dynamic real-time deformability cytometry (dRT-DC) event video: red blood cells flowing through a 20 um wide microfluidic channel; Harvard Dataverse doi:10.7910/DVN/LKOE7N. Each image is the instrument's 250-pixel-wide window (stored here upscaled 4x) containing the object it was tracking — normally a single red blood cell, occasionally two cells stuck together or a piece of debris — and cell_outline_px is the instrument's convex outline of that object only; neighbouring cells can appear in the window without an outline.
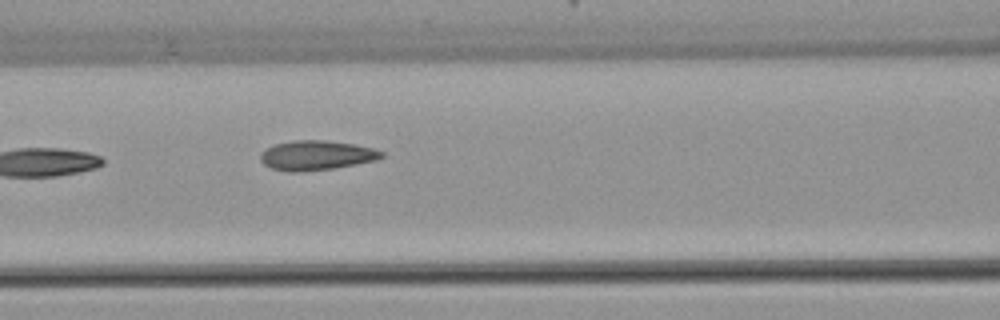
{"species": "common noctule bat (a hibernating species)", "species_latin": "Nyctalus noctula", "temperature_condition": "warm", "stored_images_in_passage": 7, "camera_frame_rate_fps": 3000, "um_per_image_px": 0.085, "animal": {"sex": "female", "body_mass_g": 22.7, "forearm_length_mm": 54.2}, "frame": {"image": 1, "passage_image": 6, "time_ms": 6.0, "image_size_px": [1000, 320], "cell_outline_px": [[384, 156], [376, 160], [356, 164], [332, 168], [300, 172], [288, 172], [272, 168], [264, 164], [260, 160], [260, 152], [276, 144], [292, 140], [324, 140], [352, 144], [372, 148], [384, 152]], "centroid_in_image_um": [26.87, 13.2], "position_along_channel_um": 139.7, "area_um2": 20.75}}